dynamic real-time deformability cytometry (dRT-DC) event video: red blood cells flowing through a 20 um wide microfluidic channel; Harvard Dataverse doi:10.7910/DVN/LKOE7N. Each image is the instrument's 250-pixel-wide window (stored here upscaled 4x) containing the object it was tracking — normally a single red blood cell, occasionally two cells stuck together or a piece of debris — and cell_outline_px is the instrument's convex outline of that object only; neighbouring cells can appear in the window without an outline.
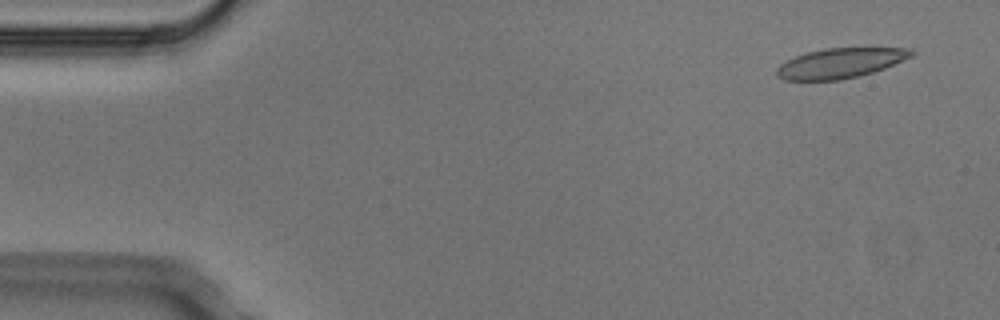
{"species": "Egyptian fruit bat (a non-hibernating species)", "species_latin": "Rousettus aegyptiacus", "temperature_condition": "cold", "stored_images_in_passage": 4, "camera_frame_rate_fps": 3000, "um_per_image_px": 0.085, "animal": {"sex": "male"}, "frame": {"image": 1, "passage_image": 1, "time_ms": 0.0, "image_size_px": [1000, 320], "cell_outline_px": [[916, 52], [912, 56], [884, 68], [860, 76], [840, 80], [784, 80], [776, 76], [776, 68], [780, 64], [796, 56], [808, 52], [824, 48], [912, 48]], "centroid_in_image_um": [71.42, 5.37], "position_along_channel_um": 13.6, "area_um2": 23.47}}
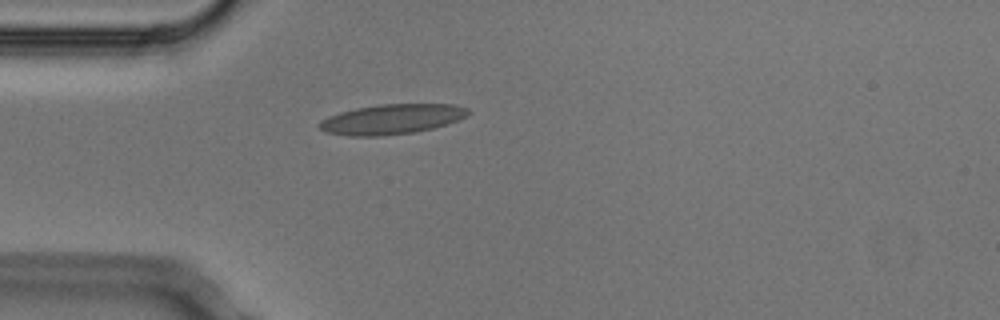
{"frame": {"image": 2, "passage_image": 4, "time_ms": 1.0, "image_size_px": [1000, 320], "cell_outline_px": [[472, 112], [468, 116], [460, 120], [448, 124], [416, 132], [384, 136], [348, 136], [324, 132], [316, 124], [320, 120], [328, 116], [340, 112], [356, 108], [380, 104], [456, 104], [468, 108]], "centroid_in_image_um": [33.32, 10.13], "position_along_channel_um": 51.7, "area_um2": 26.47}}